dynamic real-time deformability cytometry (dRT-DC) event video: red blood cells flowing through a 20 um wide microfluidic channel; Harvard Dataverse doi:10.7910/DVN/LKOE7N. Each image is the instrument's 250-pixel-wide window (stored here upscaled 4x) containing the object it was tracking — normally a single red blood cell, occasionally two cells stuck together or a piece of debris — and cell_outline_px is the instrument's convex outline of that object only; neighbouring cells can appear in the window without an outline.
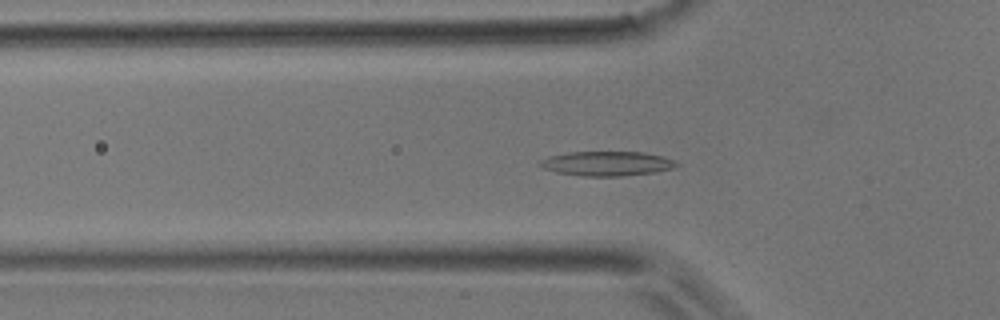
{"species": "common noctule bat (a hibernating species)", "species_latin": "Nyctalus noctula", "temperature_condition": "room temperature", "stored_images_in_passage": 34, "camera_frame_rate_fps": 3000, "um_per_image_px": 0.085, "animal": {"sex": "male", "body_mass_g": 17.9}, "frame": {"image": 1, "passage_image": 4, "time_ms": 1.0, "image_size_px": [1000, 320], "cell_outline_px": [[680, 164], [676, 168], [656, 172], [624, 176], [584, 176], [556, 172], [544, 168], [536, 164], [540, 160], [548, 156], [568, 152], [644, 152], [664, 156], [676, 160]], "centroid_in_image_um": [51.63, 13.9], "position_along_channel_um": 74.2, "area_um2": 19.83}}
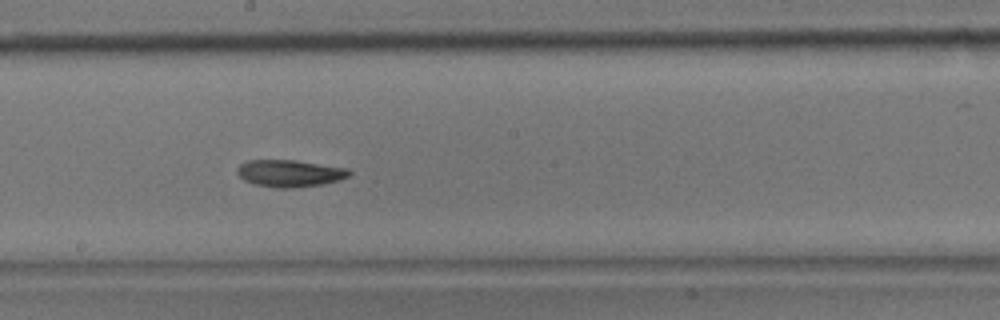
{"frame": {"image": 2, "passage_image": 14, "time_ms": 4.333, "image_size_px": [1000, 320], "cell_outline_px": [[352, 172], [348, 176], [340, 180], [324, 184], [292, 188], [276, 188], [256, 184], [244, 180], [236, 172], [236, 168], [240, 164], [248, 160], [296, 160], [348, 168]], "centroid_in_image_um": [24.64, 14.73], "position_along_channel_um": 223.6, "area_um2": 17.74}}
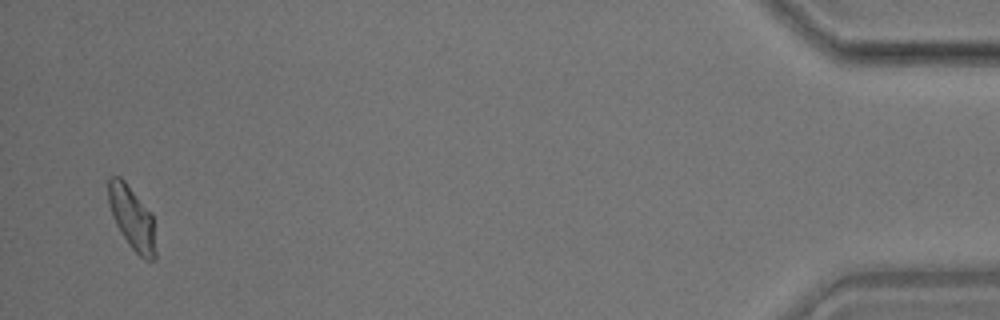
{"frame": {"image": 3, "passage_image": 33, "time_ms": 10.667, "image_size_px": [1000, 320], "cell_outline_px": [[156, 260], [144, 260], [128, 244], [116, 224], [112, 216], [108, 200], [108, 176], [120, 176], [124, 180], [152, 212], [156, 252]], "centroid_in_image_um": [11.23, 18.52], "position_along_channel_um": 424.0, "area_um2": 17.57}}